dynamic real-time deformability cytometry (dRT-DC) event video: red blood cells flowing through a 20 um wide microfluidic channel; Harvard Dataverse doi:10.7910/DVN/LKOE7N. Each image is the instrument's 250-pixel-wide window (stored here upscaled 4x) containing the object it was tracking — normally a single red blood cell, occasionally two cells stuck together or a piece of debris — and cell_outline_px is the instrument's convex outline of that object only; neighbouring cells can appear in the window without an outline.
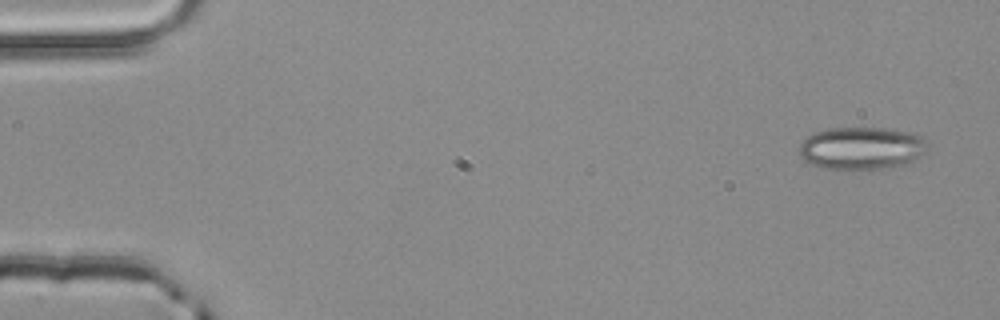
{"species": "common noctule bat (a hibernating species)", "species_latin": "Nyctalus noctula", "temperature_condition": "room temperature", "stored_images_in_passage": 4, "camera_frame_rate_fps": 3000, "um_per_image_px": 0.085, "animal": {"sex": "male", "body_mass_g": 20.4}, "frame": {"image": 1, "passage_image": 1, "time_ms": 0.0, "image_size_px": [1000, 320], "cell_outline_px": [[928, 152], [904, 164], [872, 172], [852, 172], [820, 168], [804, 160], [800, 156], [800, 144], [808, 136], [816, 132], [828, 128], [884, 128], [908, 132], [920, 136], [928, 144]], "centroid_in_image_um": [73.23, 12.66], "position_along_channel_um": 11.8, "area_um2": 32.77}}